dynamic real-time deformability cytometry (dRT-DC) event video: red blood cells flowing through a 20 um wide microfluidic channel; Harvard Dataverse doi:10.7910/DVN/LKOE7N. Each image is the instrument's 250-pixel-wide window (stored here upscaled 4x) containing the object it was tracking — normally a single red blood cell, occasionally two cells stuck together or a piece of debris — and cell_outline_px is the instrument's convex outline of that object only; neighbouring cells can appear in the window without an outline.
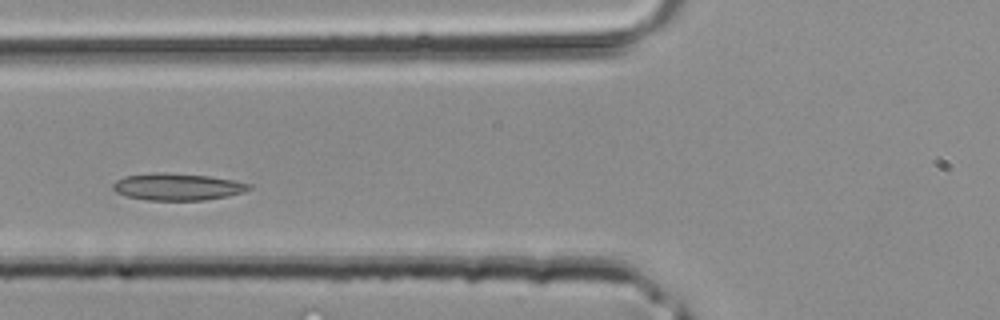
{"species": "common noctule bat (a hibernating species)", "species_latin": "Nyctalus noctula", "temperature_condition": "room temperature", "stored_images_in_passage": 34, "segment_of_instrument_passage": [1, 2], "camera_frame_rate_fps": 3000, "um_per_image_px": 0.085, "animal": {"sex": "male", "body_mass_g": 20.4}, "frame": {"image": 1, "passage_image": 7, "time_ms": 2.0, "image_size_px": [1000, 320], "cell_outline_px": [[252, 188], [244, 192], [228, 196], [204, 200], [148, 200], [124, 196], [116, 192], [112, 188], [112, 184], [116, 180], [124, 176], [156, 172], [160, 172], [212, 176], [252, 184]], "centroid_in_image_um": [15.07, 15.87], "position_along_channel_um": 110.7, "area_um2": 21.56}}
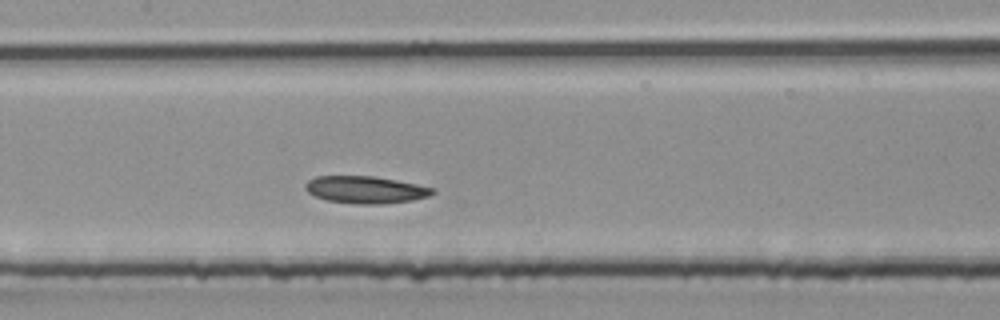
{"frame": {"image": 2, "passage_image": 11, "time_ms": 3.333, "image_size_px": [1000, 320], "cell_outline_px": [[436, 192], [428, 196], [412, 200], [380, 204], [356, 204], [328, 200], [316, 196], [308, 192], [304, 188], [304, 184], [308, 180], [316, 176], [372, 176], [396, 180], [436, 188]], "centroid_in_image_um": [31.07, 16.12], "position_along_channel_um": 176.3, "area_um2": 20.11}}
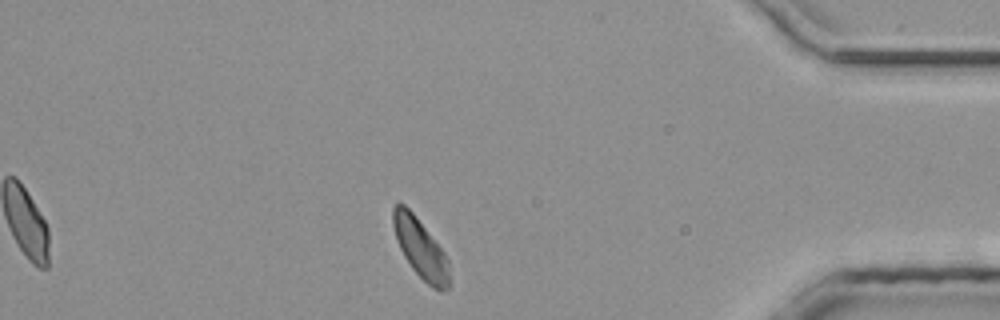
{"frame": {"image": 3, "passage_image": 27, "time_ms": 8.667, "image_size_px": [1000, 320], "cell_outline_px": [[452, 284], [444, 292], [440, 292], [432, 288], [412, 268], [404, 256], [396, 240], [392, 224], [392, 208], [396, 204], [404, 204], [412, 212], [444, 252], [448, 260]], "centroid_in_image_um": [35.77, 21.17], "position_along_channel_um": 399.4, "area_um2": 19.54}}